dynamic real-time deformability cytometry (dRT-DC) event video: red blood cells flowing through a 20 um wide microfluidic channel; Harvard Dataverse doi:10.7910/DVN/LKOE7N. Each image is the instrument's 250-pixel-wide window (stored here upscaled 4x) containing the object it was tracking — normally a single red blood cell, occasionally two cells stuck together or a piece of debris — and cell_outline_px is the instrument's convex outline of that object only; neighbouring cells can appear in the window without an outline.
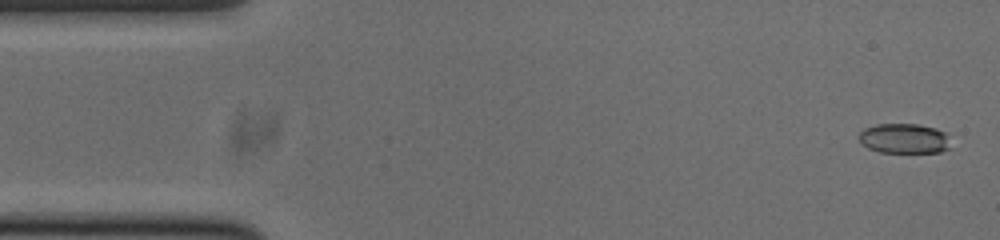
{"species": "common noctule bat (a hibernating species)", "species_latin": "Nyctalus noctula", "temperature_condition": "cold", "stored_images_in_passage": 53, "camera_frame_rate_fps": 3000, "um_per_image_px": 0.085, "animal": {"sex": "male", "body_mass_g": 20.0, "forearm_length_mm": 53.3}, "frame": {"image": 1, "passage_image": 2, "time_ms": 0.333, "image_size_px": [1000, 240], "cell_outline_px": [[952, 148], [940, 152], [880, 152], [868, 148], [860, 140], [860, 132], [864, 128], [876, 124], [916, 124], [936, 128], [944, 132]], "centroid_in_image_um": [76.87, 11.77], "position_along_channel_um": 8.1, "area_um2": 15.9}}
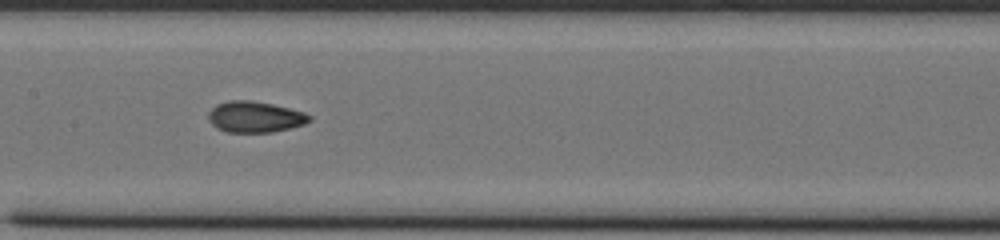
{"frame": {"image": 2, "passage_image": 25, "time_ms": 8.0, "image_size_px": [1000, 240], "cell_outline_px": [[312, 120], [304, 124], [272, 132], [228, 132], [216, 128], [212, 124], [208, 116], [208, 112], [216, 104], [228, 100], [252, 100], [272, 104], [304, 112], [312, 116]], "centroid_in_image_um": [21.66, 9.93], "position_along_channel_um": 185.7, "area_um2": 18.26}}
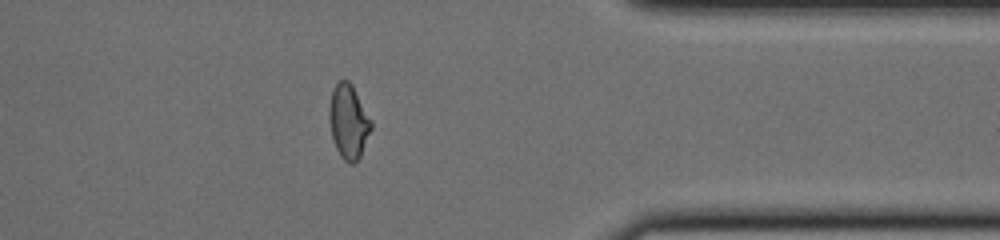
{"frame": {"image": 3, "passage_image": 42, "time_ms": 13.667, "image_size_px": [1000, 240], "cell_outline_px": [[372, 128], [360, 156], [352, 164], [348, 164], [340, 156], [336, 148], [332, 136], [328, 120], [328, 108], [332, 92], [336, 84], [340, 80], [348, 80], [352, 84], [372, 120]], "centroid_in_image_um": [29.62, 10.33], "position_along_channel_um": 381.8, "area_um2": 18.21}, "authors_computed_cell_mechanics": {"area_um2": 17.7446, "velocity_mm_per_s": 3.7967, "shape_relaxation_time_tau1_ms": 6.5445, "shape_relaxation_time_tau2_ms": 1.6965, "deformation_change_tau1": 0.198, "deformation_change_tau2": 0.0758}}